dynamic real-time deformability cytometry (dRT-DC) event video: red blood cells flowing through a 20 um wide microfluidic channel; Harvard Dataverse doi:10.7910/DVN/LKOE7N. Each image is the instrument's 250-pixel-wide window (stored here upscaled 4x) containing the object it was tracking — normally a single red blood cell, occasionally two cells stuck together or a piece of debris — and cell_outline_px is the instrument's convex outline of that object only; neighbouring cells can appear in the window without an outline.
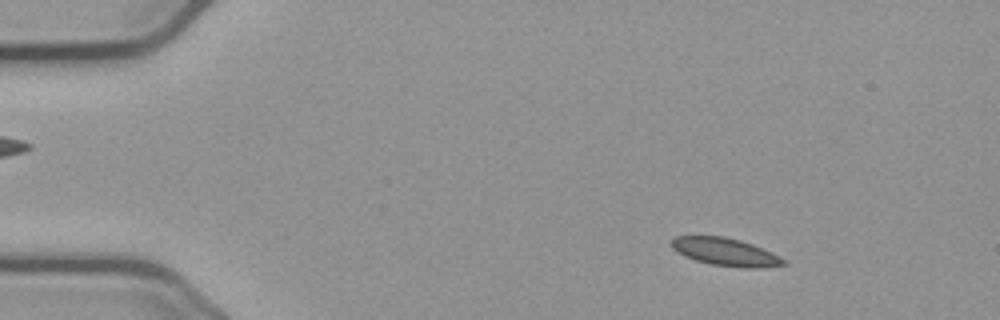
{"species": "common noctule bat (a hibernating species)", "species_latin": "Nyctalus noctula", "temperature_condition": "cold", "stored_images_in_passage": 56, "camera_frame_rate_fps": 3000, "um_per_image_px": 0.085, "animal": {"sex": "male", "body_mass_g": 23.1, "forearm_length_mm": 52.7}, "frame": {"image": 1, "passage_image": 8, "time_ms": 2.333, "image_size_px": [1000, 320], "cell_outline_px": [[788, 264], [764, 268], [740, 268], [712, 264], [696, 260], [684, 256], [672, 248], [672, 240], [676, 236], [724, 236], [740, 240], [752, 244], [772, 252], [784, 260]], "centroid_in_image_um": [61.69, 21.42], "position_along_channel_um": 23.3, "area_um2": 18.09}}
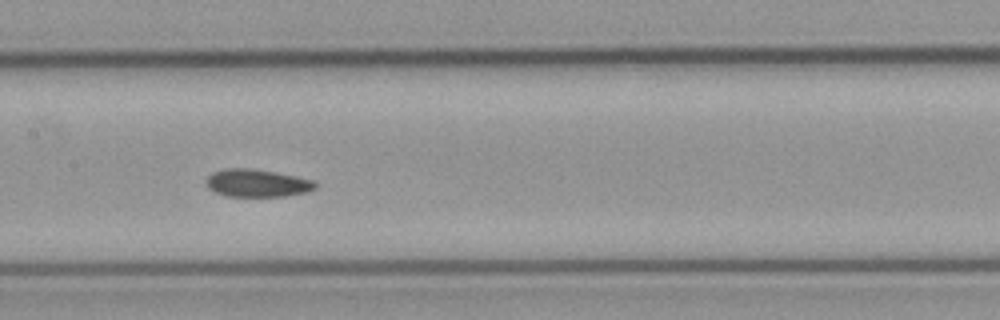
{"frame": {"image": 2, "passage_image": 28, "time_ms": 9.0, "image_size_px": [1000, 320], "cell_outline_px": [[316, 188], [308, 192], [284, 196], [224, 196], [208, 188], [204, 180], [212, 172], [224, 168], [248, 168], [296, 176], [312, 180], [316, 184]], "centroid_in_image_um": [21.81, 15.56], "position_along_channel_um": 185.6, "area_um2": 17.57}}
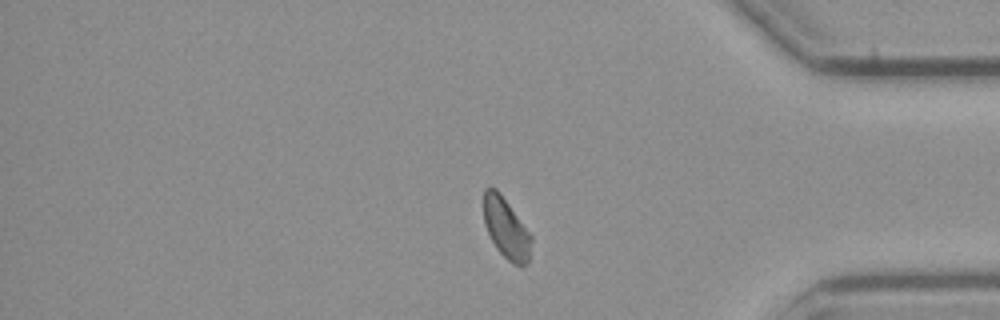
{"frame": {"image": 3, "passage_image": 47, "time_ms": 15.333, "image_size_px": [1000, 320], "cell_outline_px": [[532, 240], [528, 264], [520, 268], [512, 264], [496, 248], [484, 224], [484, 188], [488, 184], [496, 188], [500, 192], [532, 236]], "centroid_in_image_um": [43.02, 19.41], "position_along_channel_um": 392.2, "area_um2": 16.99}, "authors_computed_cell_mechanics": {"area_um2": 17.9469, "velocity_mm_per_s": 3.6563, "shape_relaxation_time_tau1_ms": null, "shape_relaxation_time_tau2_ms": 4.1453, "deformation_change_tau1": null, "deformation_change_tau2": 0.0645}}